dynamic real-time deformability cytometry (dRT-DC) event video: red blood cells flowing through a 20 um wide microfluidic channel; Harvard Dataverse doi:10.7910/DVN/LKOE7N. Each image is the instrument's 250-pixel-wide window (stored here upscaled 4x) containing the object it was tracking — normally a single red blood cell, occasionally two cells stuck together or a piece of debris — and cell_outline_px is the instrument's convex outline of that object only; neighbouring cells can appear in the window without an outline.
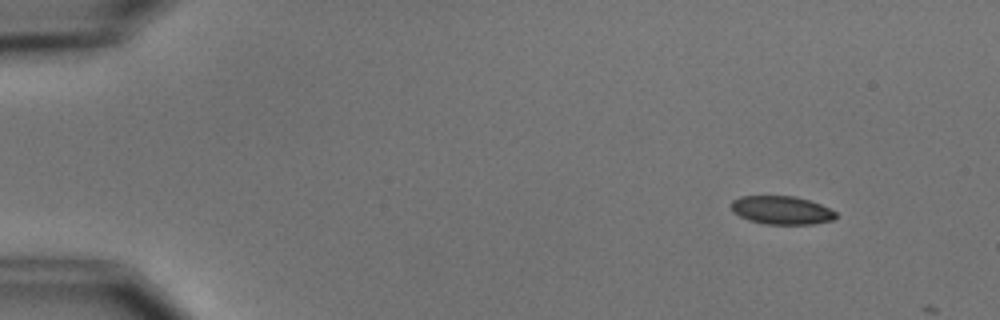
{"species": "common noctule bat (a hibernating species)", "species_latin": "Nyctalus noctula", "temperature_condition": "cold", "stored_images_in_passage": 2, "camera_frame_rate_fps": 3000, "um_per_image_px": 0.085, "animal": {"sex": "male", "body_mass_g": 15.6}, "frame": {"image": 1, "passage_image": 1, "time_ms": 0.0, "image_size_px": [1000, 320], "cell_outline_px": [[836, 216], [832, 220], [812, 224], [768, 224], [748, 220], [732, 212], [732, 200], [740, 196], [796, 196], [820, 204], [836, 212]], "centroid_in_image_um": [66.41, 17.86], "position_along_channel_um": 18.6, "area_um2": 17.17}}